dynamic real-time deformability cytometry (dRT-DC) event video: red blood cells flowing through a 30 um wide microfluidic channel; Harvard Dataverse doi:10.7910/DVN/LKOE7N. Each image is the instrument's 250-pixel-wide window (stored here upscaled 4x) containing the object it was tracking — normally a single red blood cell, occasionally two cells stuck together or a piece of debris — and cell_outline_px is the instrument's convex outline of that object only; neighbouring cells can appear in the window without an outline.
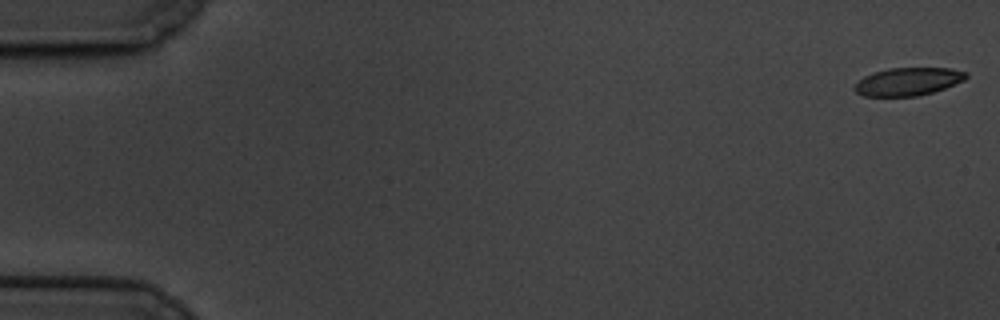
{"species": "common noctule bat (a hibernating species)", "species_latin": "Nyctalus noctula", "temperature_condition": "cold", "stored_images_in_passage": 60, "camera_frame_rate_fps": 3000, "um_per_image_px": 0.085, "animal": {"sex": "male", "body_mass_g": 19.5, "forearm_length_mm": 54.6}, "frame": {"image": 1, "passage_image": 1, "time_ms": 0.0, "image_size_px": [1000, 320], "cell_outline_px": [[968, 76], [964, 80], [944, 88], [932, 92], [916, 96], [864, 96], [856, 92], [852, 88], [864, 76], [872, 72], [888, 68], [952, 68], [968, 72]], "centroid_in_image_um": [77.18, 6.92], "position_along_channel_um": 7.8, "area_um2": 18.15}}
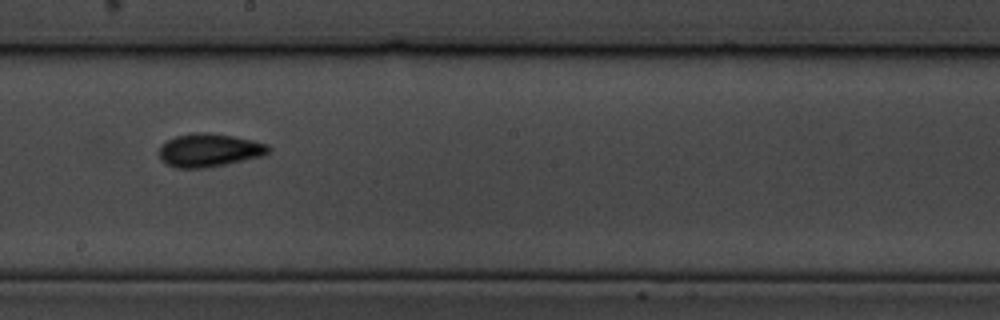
{"frame": {"image": 2, "passage_image": 34, "time_ms": 11.0, "image_size_px": [1000, 320], "cell_outline_px": [[272, 148], [264, 156], [204, 168], [176, 168], [160, 160], [160, 144], [176, 136], [192, 132], [208, 132], [232, 136], [252, 140], [268, 144]], "centroid_in_image_um": [17.78, 12.76], "position_along_channel_um": 230.4, "area_um2": 21.21}}
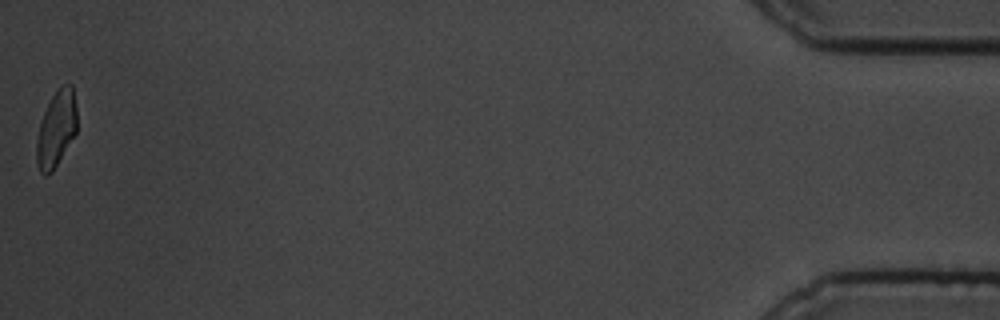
{"frame": {"image": 3, "passage_image": 60, "time_ms": 19.667, "image_size_px": [1000, 320], "cell_outline_px": [[76, 132], [52, 172], [44, 176], [40, 172], [36, 160], [36, 144], [40, 124], [44, 112], [52, 96], [64, 84], [72, 84], [76, 104]], "centroid_in_image_um": [4.78, 10.97], "position_along_channel_um": 430.4, "area_um2": 17.57}, "authors_computed_cell_mechanics": {"area_um2": 19.4786, "velocity_mm_per_s": 3.3622, "shape_relaxation_time_tau1_ms": 3.3695, "shape_relaxation_time_tau2_ms": 1.7889, "deformation_change_tau1": 0.1409, "deformation_change_tau2": 0.0822}}